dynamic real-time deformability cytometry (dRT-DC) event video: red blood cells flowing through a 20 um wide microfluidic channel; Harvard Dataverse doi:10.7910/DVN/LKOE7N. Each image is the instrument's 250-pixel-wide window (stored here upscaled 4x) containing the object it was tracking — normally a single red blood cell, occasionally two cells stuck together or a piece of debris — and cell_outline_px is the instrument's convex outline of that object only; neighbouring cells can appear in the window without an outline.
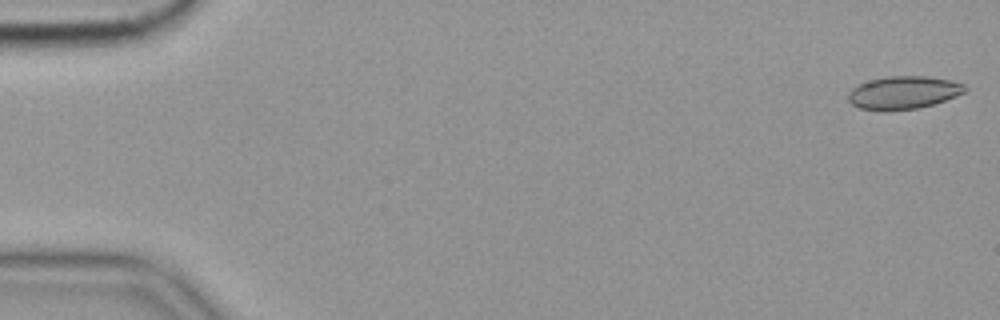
{"species": "common noctule bat (a hibernating species)", "species_latin": "Nyctalus noctula", "temperature_condition": "cold", "stored_images_in_passage": 56, "camera_frame_rate_fps": 3000, "um_per_image_px": 0.085, "animal": {"sex": "female", "body_mass_g": 19.9}, "frame": {"image": 1, "passage_image": 1, "time_ms": 0.0, "image_size_px": [1000, 320], "cell_outline_px": [[968, 88], [964, 92], [956, 96], [920, 108], [888, 112], [880, 112], [860, 108], [852, 104], [848, 100], [848, 92], [852, 88], [860, 84], [872, 80], [888, 76], [928, 76], [948, 80], [964, 84]], "centroid_in_image_um": [76.77, 7.9], "position_along_channel_um": 8.2, "area_um2": 22.54}}
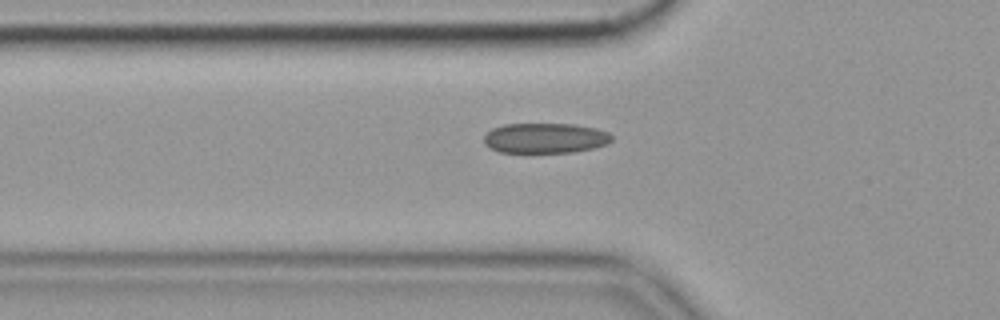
{"frame": {"image": 2, "passage_image": 19, "time_ms": 6.0, "image_size_px": [1000, 320], "cell_outline_px": [[612, 140], [608, 144], [596, 148], [572, 152], [500, 152], [488, 148], [484, 144], [484, 136], [492, 128], [504, 124], [572, 124], [596, 128], [608, 132], [612, 136]], "centroid_in_image_um": [46.34, 11.74], "position_along_channel_um": 79.5, "area_um2": 22.6}}
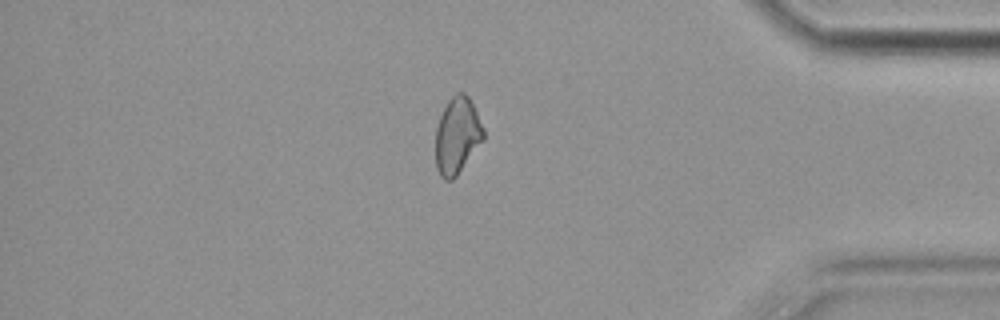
{"frame": {"image": 3, "passage_image": 48, "time_ms": 15.667, "image_size_px": [1000, 320], "cell_outline_px": [[484, 140], [456, 176], [452, 180], [444, 180], [440, 176], [436, 168], [436, 128], [440, 116], [448, 100], [456, 92], [464, 92], [472, 100], [484, 128]], "centroid_in_image_um": [38.87, 11.51], "position_along_channel_um": 396.3, "area_um2": 21.56}, "authors_computed_cell_mechanics": {"area_um2": 22.253, "velocity_mm_per_s": 3.5662, "shape_relaxation_time_tau1_ms": null, "shape_relaxation_time_tau2_ms": 2.1508, "deformation_change_tau1": null, "deformation_change_tau2": 0.0824}}